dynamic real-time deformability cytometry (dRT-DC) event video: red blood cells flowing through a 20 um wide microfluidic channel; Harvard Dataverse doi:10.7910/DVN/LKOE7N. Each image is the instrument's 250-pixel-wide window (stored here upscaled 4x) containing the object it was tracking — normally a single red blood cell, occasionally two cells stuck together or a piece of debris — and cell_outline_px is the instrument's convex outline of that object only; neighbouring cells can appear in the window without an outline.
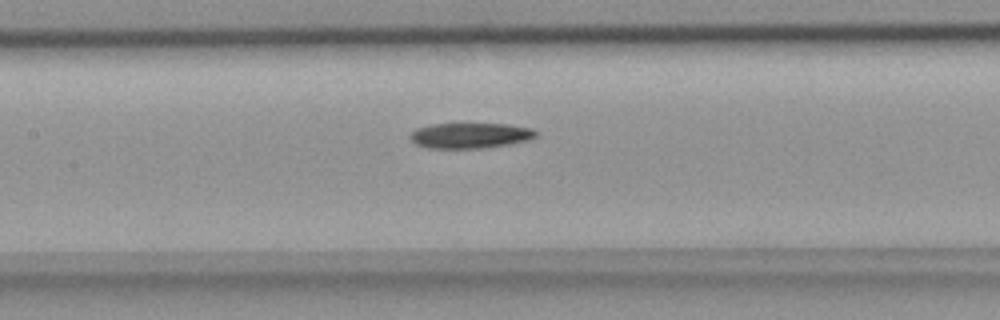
{"species": "common noctule bat (a hibernating species)", "species_latin": "Nyctalus noctula", "temperature_condition": "room temperature", "stored_images_in_passage": 35, "camera_frame_rate_fps": 3000, "um_per_image_px": 0.085, "animal": {"sex": "female", "body_mass_g": 18.4}, "frame": {"image": 1, "passage_image": 17, "time_ms": 5.333, "image_size_px": [1000, 320], "cell_outline_px": [[536, 136], [528, 140], [508, 144], [480, 148], [428, 148], [416, 144], [408, 136], [416, 128], [432, 124], [508, 124], [532, 128], [536, 132]], "centroid_in_image_um": [39.94, 11.51], "position_along_channel_um": 167.5, "area_um2": 18.5}}
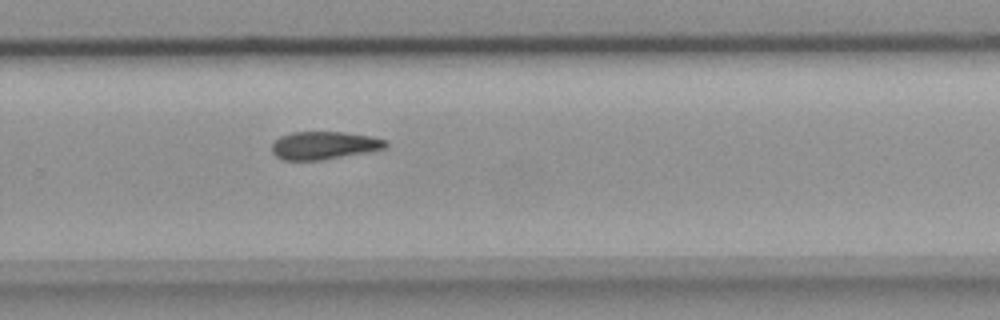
{"frame": {"image": 2, "passage_image": 27, "time_ms": 8.667, "image_size_px": [1000, 320], "cell_outline_px": [[388, 148], [320, 160], [284, 160], [276, 156], [272, 152], [272, 144], [280, 136], [292, 132], [344, 132], [372, 136], [388, 140]], "centroid_in_image_um": [27.57, 12.35], "position_along_channel_um": 302.2, "area_um2": 18.5}}
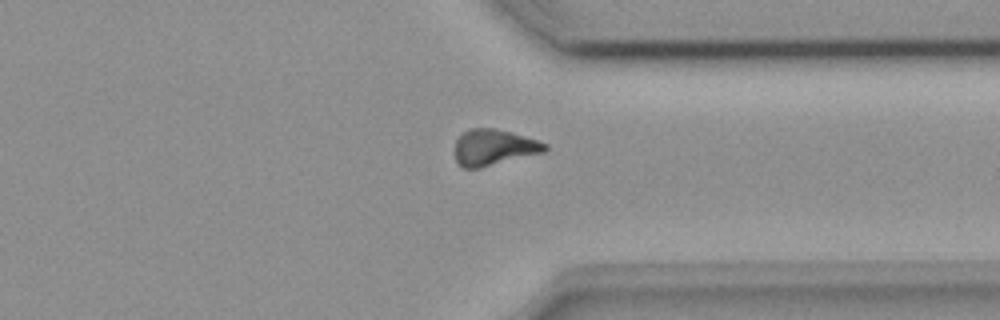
{"frame": {"image": 3, "passage_image": 32, "time_ms": 10.333, "image_size_px": [1000, 320], "cell_outline_px": [[548, 148], [544, 152], [480, 168], [464, 168], [456, 160], [456, 140], [464, 132], [472, 128], [496, 128], [536, 140], [548, 144]], "centroid_in_image_um": [41.98, 12.53], "position_along_channel_um": 369.4, "area_um2": 18.61}}